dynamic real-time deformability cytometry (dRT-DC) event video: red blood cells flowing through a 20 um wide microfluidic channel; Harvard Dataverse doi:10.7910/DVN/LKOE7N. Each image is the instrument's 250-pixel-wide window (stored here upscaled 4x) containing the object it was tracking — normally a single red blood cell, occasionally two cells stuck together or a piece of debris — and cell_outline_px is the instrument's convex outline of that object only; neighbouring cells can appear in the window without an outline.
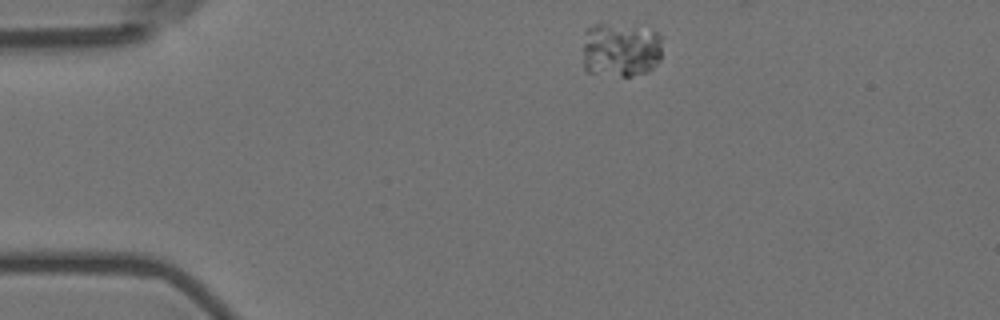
{"species": "Egyptian fruit bat (a non-hibernating species)", "species_latin": "Rousettus aegyptiacus", "temperature_condition": "room temperature", "stored_images_in_passage": 2, "camera_frame_rate_fps": 3000, "um_per_image_px": 0.085, "animal": {"sex": "female"}, "frame": {"image": 1, "passage_image": 1, "time_ms": 0.0, "image_size_px": [1000, 320], "cell_outline_px": [[664, 36], [660, 60], [648, 72], [632, 76], [620, 76], [588, 72], [584, 68], [584, 28], [592, 24], [604, 24], [656, 32]], "centroid_in_image_um": [52.76, 4.26], "position_along_channel_um": 32.2, "area_um2": 25.32}}